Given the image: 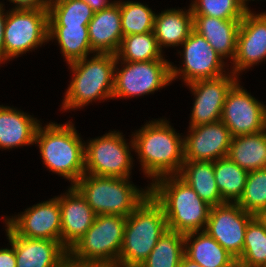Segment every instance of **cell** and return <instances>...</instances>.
Segmentation results:
<instances>
[{"label": "cell", "instance_id": "6da1fadb", "mask_svg": "<svg viewBox=\"0 0 266 267\" xmlns=\"http://www.w3.org/2000/svg\"><path fill=\"white\" fill-rule=\"evenodd\" d=\"M144 175L155 180L179 175L184 158V138L165 119L147 121L131 134Z\"/></svg>", "mask_w": 266, "mask_h": 267}, {"label": "cell", "instance_id": "7a4b0ae2", "mask_svg": "<svg viewBox=\"0 0 266 267\" xmlns=\"http://www.w3.org/2000/svg\"><path fill=\"white\" fill-rule=\"evenodd\" d=\"M150 184V194L162 206L169 230L183 234L205 230L212 206L179 175L164 176Z\"/></svg>", "mask_w": 266, "mask_h": 267}, {"label": "cell", "instance_id": "3957f363", "mask_svg": "<svg viewBox=\"0 0 266 267\" xmlns=\"http://www.w3.org/2000/svg\"><path fill=\"white\" fill-rule=\"evenodd\" d=\"M70 121L65 124H39L35 142L47 170L71 181L73 186L85 173V143Z\"/></svg>", "mask_w": 266, "mask_h": 267}, {"label": "cell", "instance_id": "277c9868", "mask_svg": "<svg viewBox=\"0 0 266 267\" xmlns=\"http://www.w3.org/2000/svg\"><path fill=\"white\" fill-rule=\"evenodd\" d=\"M92 56L68 64L72 80L61 105L64 111L82 108L96 100L113 99L116 54Z\"/></svg>", "mask_w": 266, "mask_h": 267}, {"label": "cell", "instance_id": "5b68a950", "mask_svg": "<svg viewBox=\"0 0 266 267\" xmlns=\"http://www.w3.org/2000/svg\"><path fill=\"white\" fill-rule=\"evenodd\" d=\"M167 230L162 206L147 195L126 219L118 267H139Z\"/></svg>", "mask_w": 266, "mask_h": 267}, {"label": "cell", "instance_id": "8992f818", "mask_svg": "<svg viewBox=\"0 0 266 267\" xmlns=\"http://www.w3.org/2000/svg\"><path fill=\"white\" fill-rule=\"evenodd\" d=\"M129 180L130 178L84 173L73 187L87 201L96 215L128 217L150 194L149 186L141 190Z\"/></svg>", "mask_w": 266, "mask_h": 267}, {"label": "cell", "instance_id": "52a82bcc", "mask_svg": "<svg viewBox=\"0 0 266 267\" xmlns=\"http://www.w3.org/2000/svg\"><path fill=\"white\" fill-rule=\"evenodd\" d=\"M127 217L100 214L86 233L68 251V258L79 264L118 267Z\"/></svg>", "mask_w": 266, "mask_h": 267}, {"label": "cell", "instance_id": "ba28073f", "mask_svg": "<svg viewBox=\"0 0 266 267\" xmlns=\"http://www.w3.org/2000/svg\"><path fill=\"white\" fill-rule=\"evenodd\" d=\"M9 10L4 28L5 62L49 42L47 6L13 7Z\"/></svg>", "mask_w": 266, "mask_h": 267}, {"label": "cell", "instance_id": "9c48e42d", "mask_svg": "<svg viewBox=\"0 0 266 267\" xmlns=\"http://www.w3.org/2000/svg\"><path fill=\"white\" fill-rule=\"evenodd\" d=\"M122 134L114 130L100 138L85 142V173L131 178L133 167L131 151L132 149L134 151V143L133 139L127 143Z\"/></svg>", "mask_w": 266, "mask_h": 267}, {"label": "cell", "instance_id": "30bf717a", "mask_svg": "<svg viewBox=\"0 0 266 267\" xmlns=\"http://www.w3.org/2000/svg\"><path fill=\"white\" fill-rule=\"evenodd\" d=\"M118 64L123 67L119 69ZM171 83V62L167 60L116 61L113 99L148 95Z\"/></svg>", "mask_w": 266, "mask_h": 267}, {"label": "cell", "instance_id": "8fae6325", "mask_svg": "<svg viewBox=\"0 0 266 267\" xmlns=\"http://www.w3.org/2000/svg\"><path fill=\"white\" fill-rule=\"evenodd\" d=\"M183 46V60L177 68L171 63V80L178 76L185 84L201 79H214L225 75L227 67L223 58L212 48L209 42L200 34L191 31ZM225 72V73H224Z\"/></svg>", "mask_w": 266, "mask_h": 267}, {"label": "cell", "instance_id": "7c38bea8", "mask_svg": "<svg viewBox=\"0 0 266 267\" xmlns=\"http://www.w3.org/2000/svg\"><path fill=\"white\" fill-rule=\"evenodd\" d=\"M221 121L232 137L260 132L266 129V105L243 89L238 81L227 94Z\"/></svg>", "mask_w": 266, "mask_h": 267}, {"label": "cell", "instance_id": "4fadbf2b", "mask_svg": "<svg viewBox=\"0 0 266 267\" xmlns=\"http://www.w3.org/2000/svg\"><path fill=\"white\" fill-rule=\"evenodd\" d=\"M254 216L237 203L212 206L205 230L236 259L243 251L246 227Z\"/></svg>", "mask_w": 266, "mask_h": 267}, {"label": "cell", "instance_id": "5bb4252c", "mask_svg": "<svg viewBox=\"0 0 266 267\" xmlns=\"http://www.w3.org/2000/svg\"><path fill=\"white\" fill-rule=\"evenodd\" d=\"M232 72L214 79L195 80L186 84L194 95L189 127L221 120L228 92L240 80Z\"/></svg>", "mask_w": 266, "mask_h": 267}, {"label": "cell", "instance_id": "9a60e30c", "mask_svg": "<svg viewBox=\"0 0 266 267\" xmlns=\"http://www.w3.org/2000/svg\"><path fill=\"white\" fill-rule=\"evenodd\" d=\"M4 219L5 224L19 236L61 243L59 196L37 203L17 216L4 217Z\"/></svg>", "mask_w": 266, "mask_h": 267}, {"label": "cell", "instance_id": "2e32d148", "mask_svg": "<svg viewBox=\"0 0 266 267\" xmlns=\"http://www.w3.org/2000/svg\"><path fill=\"white\" fill-rule=\"evenodd\" d=\"M266 59V12L255 14L247 11L241 20L237 35L236 53L231 72H240ZM239 73V74H238Z\"/></svg>", "mask_w": 266, "mask_h": 267}, {"label": "cell", "instance_id": "e0dca14e", "mask_svg": "<svg viewBox=\"0 0 266 267\" xmlns=\"http://www.w3.org/2000/svg\"><path fill=\"white\" fill-rule=\"evenodd\" d=\"M188 130L183 136L185 161L214 162L228 156L232 136L221 120Z\"/></svg>", "mask_w": 266, "mask_h": 267}, {"label": "cell", "instance_id": "ac0fdd59", "mask_svg": "<svg viewBox=\"0 0 266 267\" xmlns=\"http://www.w3.org/2000/svg\"><path fill=\"white\" fill-rule=\"evenodd\" d=\"M5 227L7 239L14 246L16 267H60L68 259V250L59 241L25 238L7 224Z\"/></svg>", "mask_w": 266, "mask_h": 267}, {"label": "cell", "instance_id": "d6986e66", "mask_svg": "<svg viewBox=\"0 0 266 267\" xmlns=\"http://www.w3.org/2000/svg\"><path fill=\"white\" fill-rule=\"evenodd\" d=\"M59 196L61 244L69 251L93 224L96 214L73 187Z\"/></svg>", "mask_w": 266, "mask_h": 267}, {"label": "cell", "instance_id": "ffe728a7", "mask_svg": "<svg viewBox=\"0 0 266 267\" xmlns=\"http://www.w3.org/2000/svg\"><path fill=\"white\" fill-rule=\"evenodd\" d=\"M89 41L95 53L116 54L122 38L120 0L95 12L88 24Z\"/></svg>", "mask_w": 266, "mask_h": 267}, {"label": "cell", "instance_id": "44dd1931", "mask_svg": "<svg viewBox=\"0 0 266 267\" xmlns=\"http://www.w3.org/2000/svg\"><path fill=\"white\" fill-rule=\"evenodd\" d=\"M241 20L193 15V30L203 36L223 59L233 61Z\"/></svg>", "mask_w": 266, "mask_h": 267}, {"label": "cell", "instance_id": "7402d4cb", "mask_svg": "<svg viewBox=\"0 0 266 267\" xmlns=\"http://www.w3.org/2000/svg\"><path fill=\"white\" fill-rule=\"evenodd\" d=\"M40 123L23 111L0 105V149L33 145Z\"/></svg>", "mask_w": 266, "mask_h": 267}, {"label": "cell", "instance_id": "603a6c76", "mask_svg": "<svg viewBox=\"0 0 266 267\" xmlns=\"http://www.w3.org/2000/svg\"><path fill=\"white\" fill-rule=\"evenodd\" d=\"M184 254L202 267H238L236 258L204 230L184 234Z\"/></svg>", "mask_w": 266, "mask_h": 267}, {"label": "cell", "instance_id": "cb8c5ba5", "mask_svg": "<svg viewBox=\"0 0 266 267\" xmlns=\"http://www.w3.org/2000/svg\"><path fill=\"white\" fill-rule=\"evenodd\" d=\"M193 30L192 10L167 9L155 15L153 32L160 49L180 46Z\"/></svg>", "mask_w": 266, "mask_h": 267}, {"label": "cell", "instance_id": "d4e9b609", "mask_svg": "<svg viewBox=\"0 0 266 267\" xmlns=\"http://www.w3.org/2000/svg\"><path fill=\"white\" fill-rule=\"evenodd\" d=\"M228 157L247 171L266 168V129L232 137Z\"/></svg>", "mask_w": 266, "mask_h": 267}, {"label": "cell", "instance_id": "484cf974", "mask_svg": "<svg viewBox=\"0 0 266 267\" xmlns=\"http://www.w3.org/2000/svg\"><path fill=\"white\" fill-rule=\"evenodd\" d=\"M179 176L210 206L225 203L214 177V162L184 161Z\"/></svg>", "mask_w": 266, "mask_h": 267}, {"label": "cell", "instance_id": "4316f807", "mask_svg": "<svg viewBox=\"0 0 266 267\" xmlns=\"http://www.w3.org/2000/svg\"><path fill=\"white\" fill-rule=\"evenodd\" d=\"M48 39L57 40L67 64L81 60L95 52L91 49L88 25L49 26Z\"/></svg>", "mask_w": 266, "mask_h": 267}, {"label": "cell", "instance_id": "83f0119b", "mask_svg": "<svg viewBox=\"0 0 266 267\" xmlns=\"http://www.w3.org/2000/svg\"><path fill=\"white\" fill-rule=\"evenodd\" d=\"M248 171L240 168L228 156L214 161V177L222 200L237 203L241 198Z\"/></svg>", "mask_w": 266, "mask_h": 267}, {"label": "cell", "instance_id": "f1b7e54d", "mask_svg": "<svg viewBox=\"0 0 266 267\" xmlns=\"http://www.w3.org/2000/svg\"><path fill=\"white\" fill-rule=\"evenodd\" d=\"M154 32L123 36L116 53V61L141 62L166 60L162 54Z\"/></svg>", "mask_w": 266, "mask_h": 267}, {"label": "cell", "instance_id": "f546056e", "mask_svg": "<svg viewBox=\"0 0 266 267\" xmlns=\"http://www.w3.org/2000/svg\"><path fill=\"white\" fill-rule=\"evenodd\" d=\"M184 255V234L168 229L139 267H179Z\"/></svg>", "mask_w": 266, "mask_h": 267}, {"label": "cell", "instance_id": "4dcf8cb0", "mask_svg": "<svg viewBox=\"0 0 266 267\" xmlns=\"http://www.w3.org/2000/svg\"><path fill=\"white\" fill-rule=\"evenodd\" d=\"M47 7L49 26L88 25L95 13L83 0H49Z\"/></svg>", "mask_w": 266, "mask_h": 267}, {"label": "cell", "instance_id": "1f68e13d", "mask_svg": "<svg viewBox=\"0 0 266 267\" xmlns=\"http://www.w3.org/2000/svg\"><path fill=\"white\" fill-rule=\"evenodd\" d=\"M236 260L238 267H264L266 264V228L255 218L246 227L243 251Z\"/></svg>", "mask_w": 266, "mask_h": 267}, {"label": "cell", "instance_id": "d6a6232c", "mask_svg": "<svg viewBox=\"0 0 266 267\" xmlns=\"http://www.w3.org/2000/svg\"><path fill=\"white\" fill-rule=\"evenodd\" d=\"M120 13L123 36L153 31L156 14L148 5L120 0Z\"/></svg>", "mask_w": 266, "mask_h": 267}, {"label": "cell", "instance_id": "836d02e7", "mask_svg": "<svg viewBox=\"0 0 266 267\" xmlns=\"http://www.w3.org/2000/svg\"><path fill=\"white\" fill-rule=\"evenodd\" d=\"M237 204L252 215L266 208V168L248 171L244 192Z\"/></svg>", "mask_w": 266, "mask_h": 267}, {"label": "cell", "instance_id": "e575fe53", "mask_svg": "<svg viewBox=\"0 0 266 267\" xmlns=\"http://www.w3.org/2000/svg\"><path fill=\"white\" fill-rule=\"evenodd\" d=\"M192 15H205L219 19H242L247 12L242 0H193Z\"/></svg>", "mask_w": 266, "mask_h": 267}, {"label": "cell", "instance_id": "d590c367", "mask_svg": "<svg viewBox=\"0 0 266 267\" xmlns=\"http://www.w3.org/2000/svg\"><path fill=\"white\" fill-rule=\"evenodd\" d=\"M11 248L0 249V267H16V257L14 252V246Z\"/></svg>", "mask_w": 266, "mask_h": 267}, {"label": "cell", "instance_id": "8d00e7d4", "mask_svg": "<svg viewBox=\"0 0 266 267\" xmlns=\"http://www.w3.org/2000/svg\"><path fill=\"white\" fill-rule=\"evenodd\" d=\"M5 4L0 3V64L5 63V49H4V28L5 21L7 18V10L5 13V8H3Z\"/></svg>", "mask_w": 266, "mask_h": 267}, {"label": "cell", "instance_id": "74e56055", "mask_svg": "<svg viewBox=\"0 0 266 267\" xmlns=\"http://www.w3.org/2000/svg\"><path fill=\"white\" fill-rule=\"evenodd\" d=\"M13 3L14 8H29L36 6H47L49 0H9Z\"/></svg>", "mask_w": 266, "mask_h": 267}, {"label": "cell", "instance_id": "f35d334b", "mask_svg": "<svg viewBox=\"0 0 266 267\" xmlns=\"http://www.w3.org/2000/svg\"><path fill=\"white\" fill-rule=\"evenodd\" d=\"M85 1L94 12H98L101 10H104L111 6L115 1H109V0H83Z\"/></svg>", "mask_w": 266, "mask_h": 267}, {"label": "cell", "instance_id": "ab89813d", "mask_svg": "<svg viewBox=\"0 0 266 267\" xmlns=\"http://www.w3.org/2000/svg\"><path fill=\"white\" fill-rule=\"evenodd\" d=\"M253 216L261 225L266 228V208L259 210Z\"/></svg>", "mask_w": 266, "mask_h": 267}, {"label": "cell", "instance_id": "60d3db41", "mask_svg": "<svg viewBox=\"0 0 266 267\" xmlns=\"http://www.w3.org/2000/svg\"><path fill=\"white\" fill-rule=\"evenodd\" d=\"M179 267H202L197 262L192 261L191 259L187 258L185 255L183 256Z\"/></svg>", "mask_w": 266, "mask_h": 267}, {"label": "cell", "instance_id": "b9f144b4", "mask_svg": "<svg viewBox=\"0 0 266 267\" xmlns=\"http://www.w3.org/2000/svg\"><path fill=\"white\" fill-rule=\"evenodd\" d=\"M60 267H96V266L75 263L68 258Z\"/></svg>", "mask_w": 266, "mask_h": 267}, {"label": "cell", "instance_id": "7bdbcfd3", "mask_svg": "<svg viewBox=\"0 0 266 267\" xmlns=\"http://www.w3.org/2000/svg\"><path fill=\"white\" fill-rule=\"evenodd\" d=\"M247 1L249 2L250 0H242V3L244 5V8H245L246 11H251L250 8L247 6L248 5V2Z\"/></svg>", "mask_w": 266, "mask_h": 267}]
</instances>
